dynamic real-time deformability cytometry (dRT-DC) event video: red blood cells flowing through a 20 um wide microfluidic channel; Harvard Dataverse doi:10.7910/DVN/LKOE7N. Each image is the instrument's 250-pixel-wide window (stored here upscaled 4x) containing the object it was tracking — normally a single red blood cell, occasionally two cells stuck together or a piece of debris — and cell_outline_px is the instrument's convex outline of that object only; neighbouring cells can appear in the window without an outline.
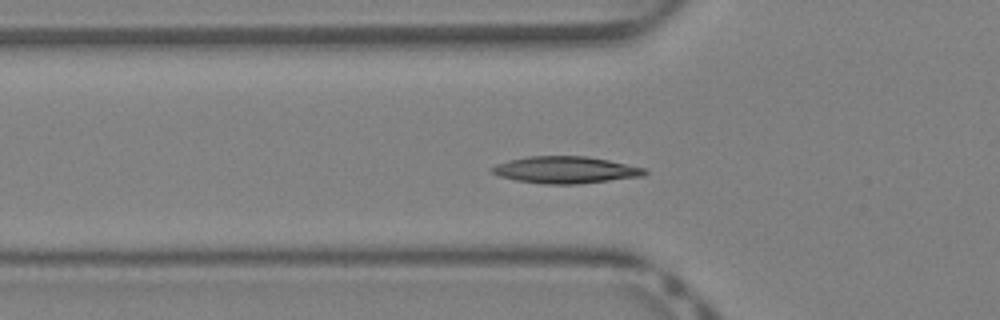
{"species": "Egyptian fruit bat (a non-hibernating species)", "species_latin": "Rousettus aegyptiacus", "temperature_condition": "warm", "stored_images_in_passage": 41, "camera_frame_rate_fps": 3000, "um_per_image_px": 0.085, "animal": {"sex": "female"}, "frame": {"image": 1, "passage_image": 13, "time_ms": 4.0, "image_size_px": [1000, 320], "cell_outline_px": [[648, 172], [644, 176], [580, 184], [544, 184], [516, 180], [500, 176], [492, 172], [488, 168], [496, 164], [508, 160], [528, 156], [584, 156], [608, 160], [644, 168]], "centroid_in_image_um": [48.04, 14.44], "position_along_channel_um": 77.8, "area_um2": 23.93}}
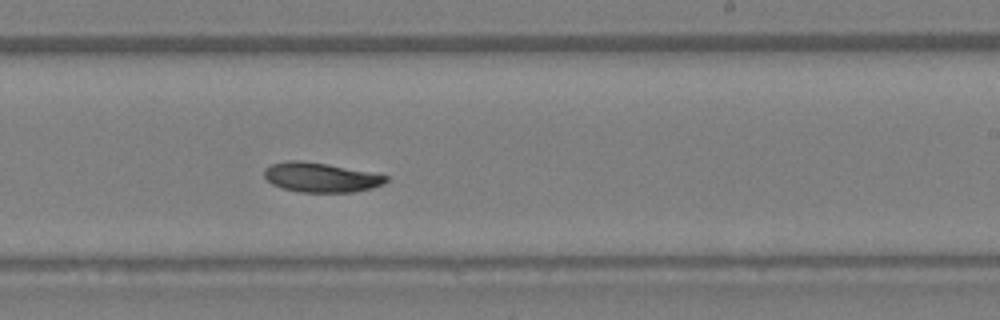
{"frame": {"image": 2, "passage_image": 24, "time_ms": 7.667, "image_size_px": [1000, 320], "cell_outline_px": [[388, 180], [384, 184], [372, 188], [352, 192], [300, 192], [284, 188], [272, 184], [264, 176], [264, 168], [272, 164], [284, 160], [300, 160], [324, 164], [368, 172], [388, 176]], "centroid_in_image_um": [27.23, 15.08], "position_along_channel_um": 261.8, "area_um2": 20.69}}
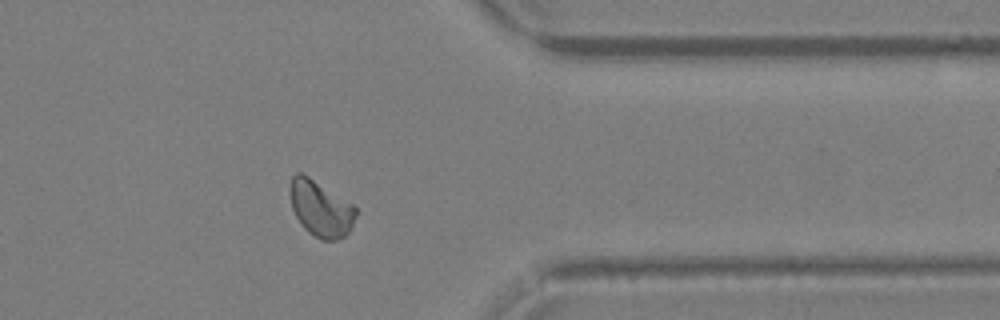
{"frame": {"image": 3, "passage_image": 32, "time_ms": 10.333, "image_size_px": [1000, 320], "cell_outline_px": [[356, 216], [352, 228], [344, 236], [336, 240], [320, 240], [308, 232], [300, 224], [292, 208], [288, 192], [288, 188], [292, 176], [296, 172], [300, 172], [308, 176], [352, 204], [356, 208]], "centroid_in_image_um": [27.22, 17.73], "position_along_channel_um": 384.2, "area_um2": 21.56}}